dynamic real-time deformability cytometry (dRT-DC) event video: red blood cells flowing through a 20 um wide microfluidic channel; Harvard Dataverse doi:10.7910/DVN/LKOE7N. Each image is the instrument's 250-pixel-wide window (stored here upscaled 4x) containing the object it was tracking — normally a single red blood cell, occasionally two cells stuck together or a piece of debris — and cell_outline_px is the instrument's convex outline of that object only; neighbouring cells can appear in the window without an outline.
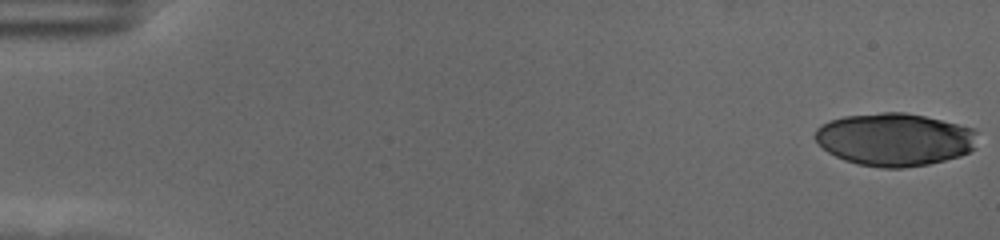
{"species": "human", "species_latin": "Homo sapiens", "temperature_condition": "cold", "stored_images_in_passage": 57, "camera_frame_rate_fps": 3000, "um_per_image_px": 0.085, "donor": {"sex": "female"}, "frame": {"image": 1, "passage_image": 1, "time_ms": 0.0, "image_size_px": [1000, 240], "cell_outline_px": [[976, 148], [960, 156], [928, 164], [900, 168], [884, 168], [856, 164], [844, 160], [828, 152], [816, 140], [816, 128], [820, 124], [844, 116], [884, 112], [904, 112], [924, 116], [976, 128]], "centroid_in_image_um": [76.06, 11.85], "position_along_channel_um": 8.9, "area_um2": 50.0}}
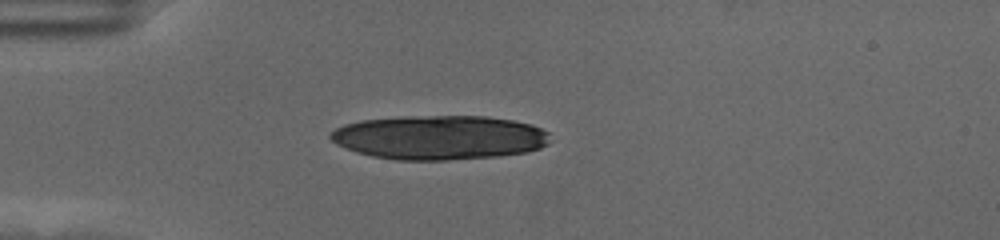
{"frame": {"image": 2, "passage_image": 16, "time_ms": 5.0, "image_size_px": [1000, 240], "cell_outline_px": [[548, 144], [540, 148], [528, 152], [500, 156], [448, 160], [396, 160], [372, 156], [356, 152], [336, 144], [328, 136], [336, 128], [344, 124], [360, 120], [404, 116], [488, 116], [512, 120], [532, 124], [548, 132]], "centroid_in_image_um": [37.34, 11.68], "position_along_channel_um": 47.7, "area_um2": 56.93}}